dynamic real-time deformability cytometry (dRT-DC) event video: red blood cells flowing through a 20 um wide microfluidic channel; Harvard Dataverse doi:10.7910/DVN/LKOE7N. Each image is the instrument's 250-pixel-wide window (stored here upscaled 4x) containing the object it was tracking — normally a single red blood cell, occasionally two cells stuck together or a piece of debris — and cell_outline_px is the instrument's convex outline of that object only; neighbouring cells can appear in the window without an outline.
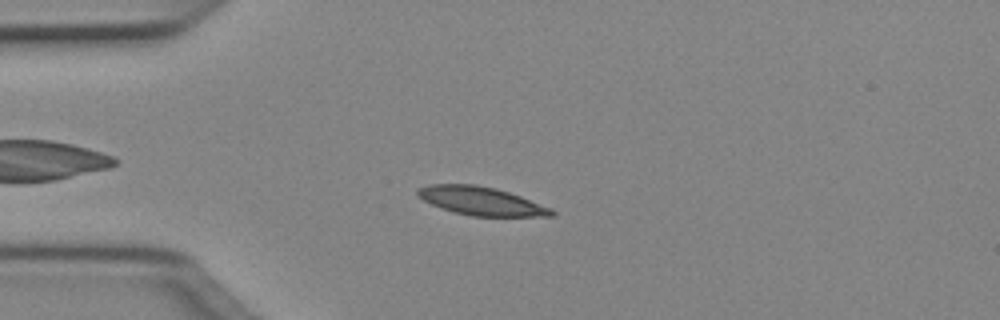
{"species": "Egyptian fruit bat (a non-hibernating species)", "species_latin": "Rousettus aegyptiacus", "temperature_condition": "cold", "stored_images_in_passage": 47, "camera_frame_rate_fps": 3000, "um_per_image_px": 0.085, "animal": {"sex": "female"}, "frame": {"image": 1, "passage_image": 9, "time_ms": 2.667, "image_size_px": [1000, 320], "cell_outline_px": [[556, 212], [552, 216], [472, 216], [452, 212], [432, 204], [416, 196], [416, 188], [428, 184], [476, 184], [496, 188], [520, 196], [552, 208]], "centroid_in_image_um": [40.86, 17.08], "position_along_channel_um": 44.1, "area_um2": 22.25}}
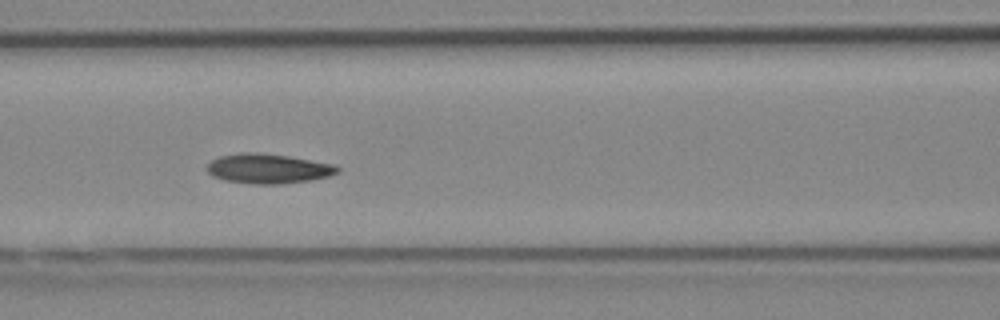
{"frame": {"image": 2, "passage_image": 18, "time_ms": 5.667, "image_size_px": [1000, 320], "cell_outline_px": [[340, 172], [328, 176], [312, 180], [280, 184], [256, 184], [224, 180], [212, 176], [208, 172], [208, 164], [212, 160], [220, 156], [240, 152], [256, 152], [288, 156], [336, 164], [340, 168]], "centroid_in_image_um": [22.83, 14.33], "position_along_channel_um": 143.8, "area_um2": 22.66}}
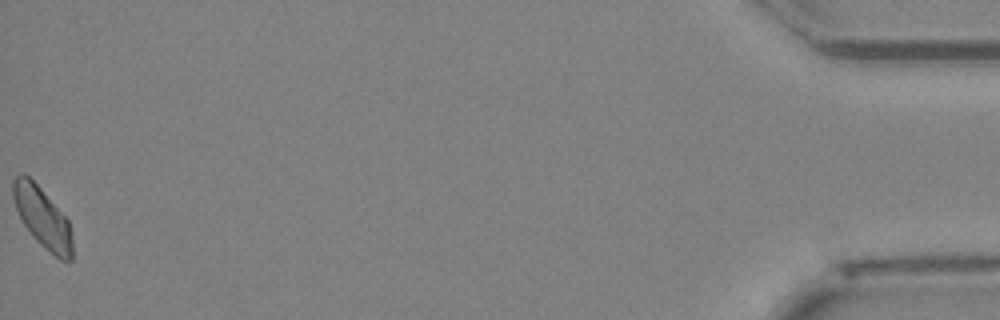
{"frame": {"image": 3, "passage_image": 47, "time_ms": 15.333, "image_size_px": [1000, 320], "cell_outline_px": [[72, 260], [60, 260], [40, 244], [32, 236], [24, 224], [16, 208], [12, 196], [12, 180], [20, 172], [24, 172], [40, 188], [68, 220], [72, 232]], "centroid_in_image_um": [3.6, 18.48], "position_along_channel_um": 431.6, "area_um2": 20.69}, "authors_computed_cell_mechanics": {"area_um2": 21.4438, "velocity_mm_per_s": 4.0003, "shape_relaxation_time_tau1_ms": 5.148, "shape_relaxation_time_tau2_ms": 5.0761, "deformation_change_tau1": 0.1095, "deformation_change_tau2": 0.1007}}